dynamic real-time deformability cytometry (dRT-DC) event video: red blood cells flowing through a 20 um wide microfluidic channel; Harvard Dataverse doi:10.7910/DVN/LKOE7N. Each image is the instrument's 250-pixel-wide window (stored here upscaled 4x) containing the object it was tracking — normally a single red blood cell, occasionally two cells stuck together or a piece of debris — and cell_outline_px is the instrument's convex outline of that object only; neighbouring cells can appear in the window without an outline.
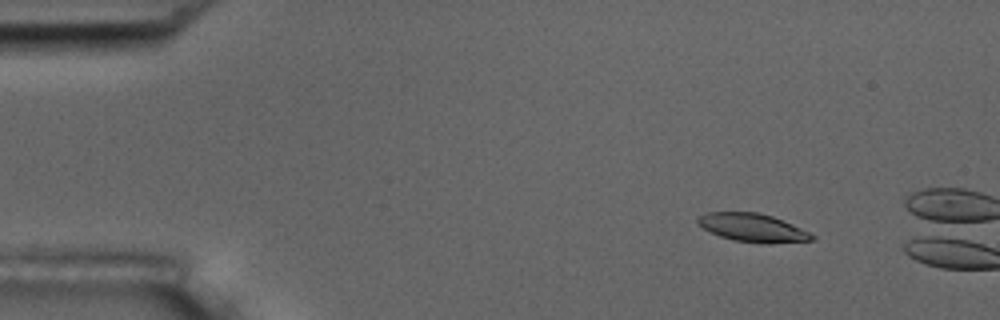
{"species": "common noctule bat (a hibernating species)", "species_latin": "Nyctalus noctula", "temperature_condition": "room temperature", "stored_images_in_passage": 5, "camera_frame_rate_fps": 3000, "um_per_image_px": 0.085, "animal": {"sex": "male", "body_mass_g": 17.5, "forearm_length_mm": 52.3}, "frame": {"image": 1, "passage_image": 2, "time_ms": 1.0, "image_size_px": [1000, 320], "cell_outline_px": [[816, 236], [812, 240], [732, 240], [720, 236], [696, 224], [696, 220], [700, 216], [708, 212], [756, 212], [772, 216], [792, 224]], "centroid_in_image_um": [63.86, 19.28], "position_along_channel_um": 21.1, "area_um2": 17.51}}